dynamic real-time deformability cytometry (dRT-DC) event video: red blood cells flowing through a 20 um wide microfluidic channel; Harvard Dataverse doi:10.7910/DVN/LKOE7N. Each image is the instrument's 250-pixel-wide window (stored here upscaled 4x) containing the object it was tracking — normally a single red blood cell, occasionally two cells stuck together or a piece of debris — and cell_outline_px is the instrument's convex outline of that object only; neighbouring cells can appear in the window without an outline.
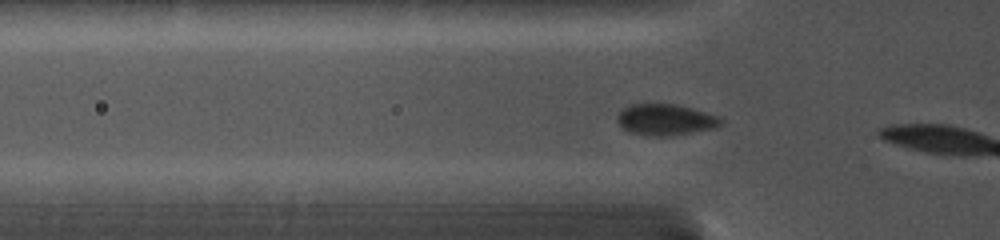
{"species": "common noctule bat (a hibernating species)", "species_latin": "Nyctalus noctula", "temperature_condition": "cold", "stored_images_in_passage": 6, "camera_frame_rate_fps": 5000, "um_per_image_px": 0.085, "animal": {"sex": "female", "body_mass_g": 19.0, "forearm_length_mm": 56.7}, "frame": {"image": 1, "passage_image": 4, "time_ms": 1.0, "image_size_px": [1000, 240], "cell_outline_px": [[724, 120], [716, 128], [668, 136], [644, 136], [628, 132], [616, 120], [616, 116], [628, 104], [676, 104], [692, 108], [720, 116]], "centroid_in_image_um": [56.56, 10.18], "position_along_channel_um": 69.2, "area_um2": 19.02}}